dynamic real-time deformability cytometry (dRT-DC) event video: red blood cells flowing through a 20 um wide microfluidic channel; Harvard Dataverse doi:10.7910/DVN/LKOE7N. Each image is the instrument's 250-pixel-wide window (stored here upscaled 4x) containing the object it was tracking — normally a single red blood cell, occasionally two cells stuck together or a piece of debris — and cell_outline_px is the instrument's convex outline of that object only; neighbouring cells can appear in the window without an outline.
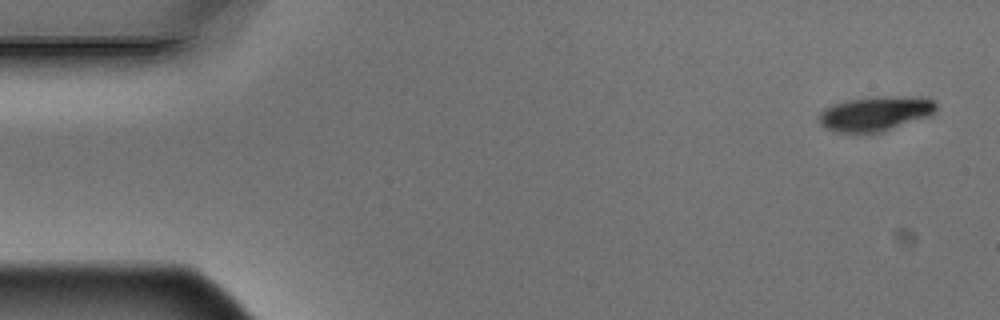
{"species": "Egyptian fruit bat (a non-hibernating species)", "species_latin": "Rousettus aegyptiacus", "temperature_condition": "warm", "stored_images_in_passage": 4, "camera_frame_rate_fps": 3000, "um_per_image_px": 0.085, "animal": {"sex": "male"}, "frame": {"image": 1, "passage_image": 1, "time_ms": 0.0, "image_size_px": [1000, 320], "cell_outline_px": [[936, 112], [932, 116], [880, 132], [832, 132], [824, 128], [820, 124], [820, 112], [824, 108], [832, 104], [848, 100], [872, 96], [920, 96], [932, 100], [936, 104]], "centroid_in_image_um": [74.43, 9.64], "position_along_channel_um": 10.6, "area_um2": 23.99}}
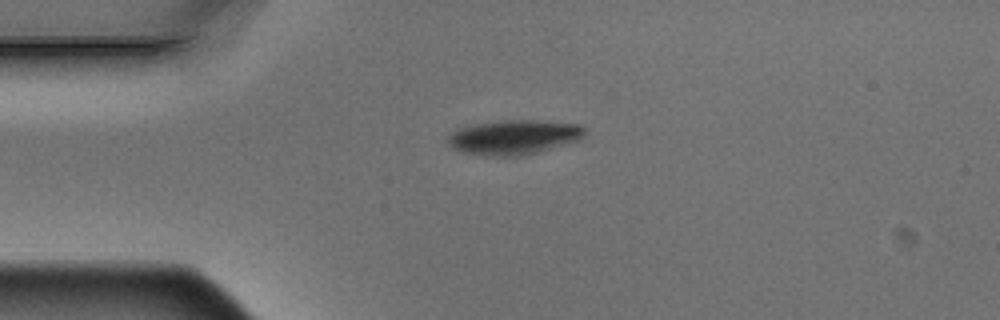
{"frame": {"image": 2, "passage_image": 4, "time_ms": 1.0, "image_size_px": [1000, 320], "cell_outline_px": [[584, 136], [580, 140], [524, 156], [484, 156], [464, 152], [452, 148], [448, 144], [448, 136], [452, 132], [460, 128], [476, 124], [512, 120], [528, 120], [580, 124], [584, 128]], "centroid_in_image_um": [43.69, 11.68], "position_along_channel_um": 41.3, "area_um2": 27.4}}